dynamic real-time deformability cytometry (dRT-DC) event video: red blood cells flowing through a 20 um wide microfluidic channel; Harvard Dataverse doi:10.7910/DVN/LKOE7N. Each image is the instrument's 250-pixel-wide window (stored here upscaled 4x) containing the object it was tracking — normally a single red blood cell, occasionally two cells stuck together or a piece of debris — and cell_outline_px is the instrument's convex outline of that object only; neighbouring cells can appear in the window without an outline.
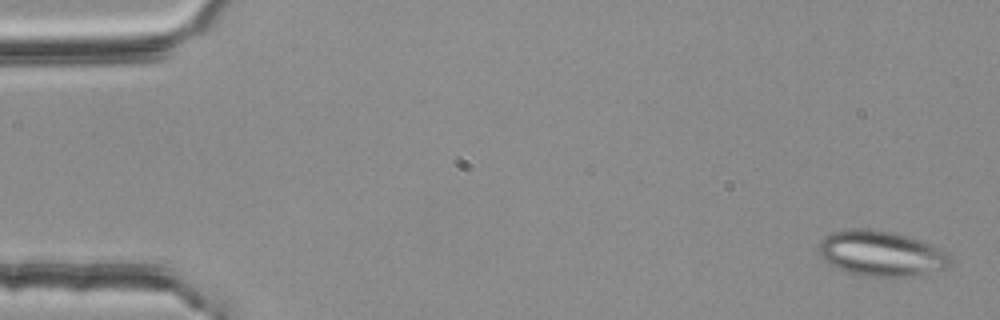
{"species": "common noctule bat (a hibernating species)", "species_latin": "Nyctalus noctula", "temperature_condition": "room temperature", "stored_images_in_passage": 5, "camera_frame_rate_fps": 3000, "um_per_image_px": 0.085, "animal": {"sex": "female", "body_mass_g": 25.1}, "frame": {"image": 1, "passage_image": 1, "time_ms": 0.0, "image_size_px": [1000, 320], "cell_outline_px": [[952, 260], [948, 268], [928, 276], [864, 276], [848, 272], [824, 260], [816, 252], [820, 240], [824, 236], [836, 232], [852, 228], [872, 228], [896, 232], [932, 244], [944, 252]], "centroid_in_image_um": [74.94, 21.55], "position_along_channel_um": 10.1, "area_um2": 35.26}}
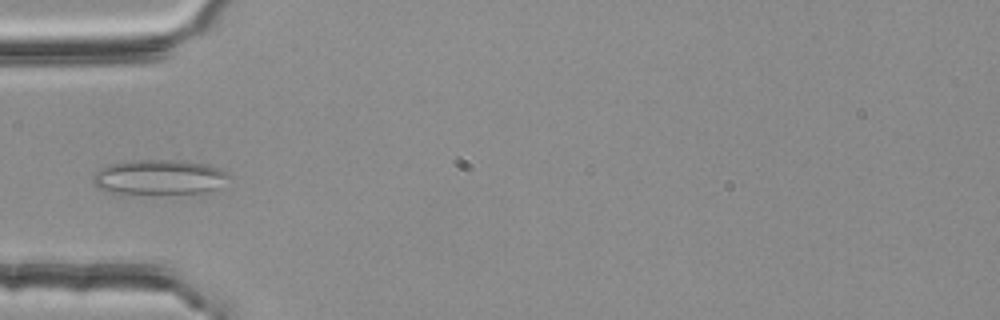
{"frame": {"image": 2, "passage_image": 4, "time_ms": 1.0, "image_size_px": [1000, 320], "cell_outline_px": [[228, 176], [208, 192], [108, 192], [92, 184], [92, 180], [96, 172], [100, 168], [108, 164], [128, 160], [176, 160], [204, 164], [220, 168], [228, 172]], "centroid_in_image_um": [13.45, 15.02], "position_along_channel_um": 71.6, "area_um2": 26.76}}